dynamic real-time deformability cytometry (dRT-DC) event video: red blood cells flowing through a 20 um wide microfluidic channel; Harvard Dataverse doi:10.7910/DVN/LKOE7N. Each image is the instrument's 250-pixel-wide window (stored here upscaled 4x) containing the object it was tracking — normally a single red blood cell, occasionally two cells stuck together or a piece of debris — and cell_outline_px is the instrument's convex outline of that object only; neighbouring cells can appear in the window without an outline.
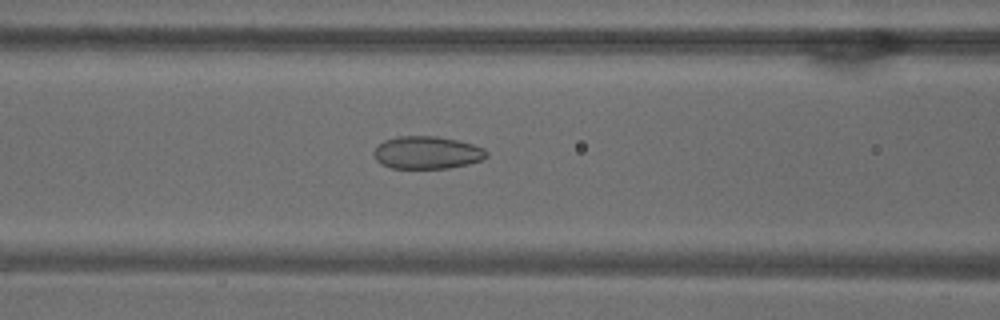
{"species": "common noctule bat (a hibernating species)", "species_latin": "Nyctalus noctula", "temperature_condition": "warm", "stored_images_in_passage": 43, "camera_frame_rate_fps": 3000, "um_per_image_px": 0.085, "animal": {"sex": "male", "body_mass_g": 18.8}, "frame": {"image": 1, "passage_image": 20, "time_ms": 6.333, "image_size_px": [1000, 320], "cell_outline_px": [[488, 156], [480, 160], [468, 164], [448, 168], [392, 168], [380, 164], [376, 160], [372, 152], [384, 140], [396, 136], [436, 136], [456, 140], [472, 144], [484, 148], [488, 152]], "centroid_in_image_um": [36.28, 12.97], "position_along_channel_um": 130.3, "area_um2": 21.44}}
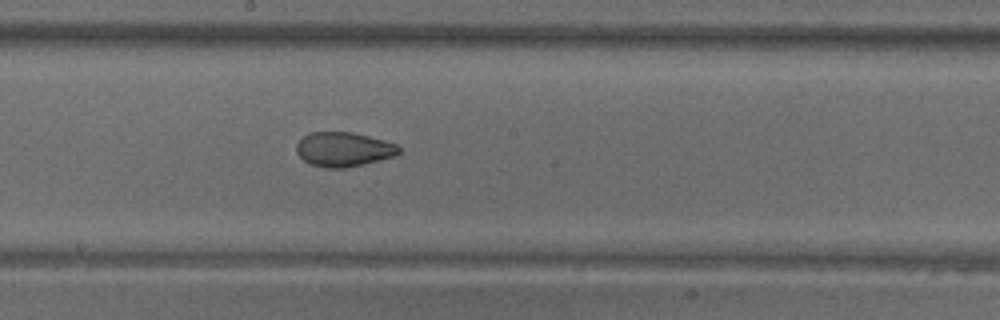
{"frame": {"image": 2, "passage_image": 27, "time_ms": 8.667, "image_size_px": [1000, 320], "cell_outline_px": [[400, 152], [392, 156], [364, 164], [344, 168], [324, 168], [308, 164], [296, 152], [296, 144], [308, 132], [352, 132], [384, 140], [396, 144], [400, 148]], "centroid_in_image_um": [29.16, 12.69], "position_along_channel_um": 219.0, "area_um2": 20.52}}
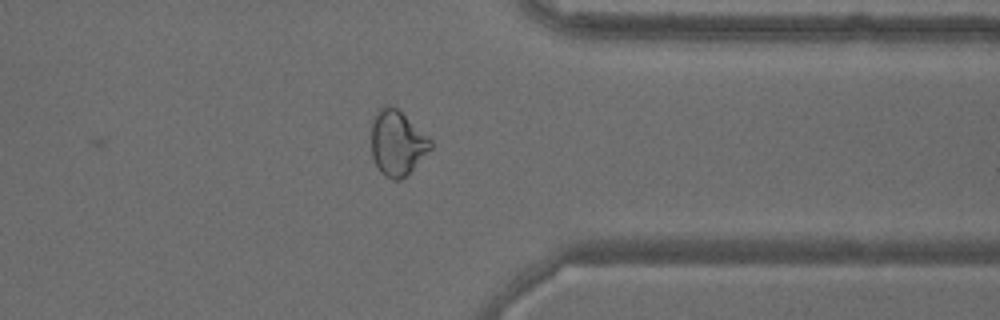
{"frame": {"image": 3, "passage_image": 40, "time_ms": 13.0, "image_size_px": [1000, 320], "cell_outline_px": [[432, 148], [400, 180], [392, 180], [384, 176], [380, 172], [372, 156], [372, 116], [380, 108], [388, 104], [396, 108], [428, 136], [432, 140]], "centroid_in_image_um": [33.74, 12.14], "position_along_channel_um": 377.7, "area_um2": 22.2}, "authors_computed_cell_mechanics": {"area_um2": 21.964, "velocity_mm_per_s": 3.7946, "shape_relaxation_time_tau1_ms": null, "shape_relaxation_time_tau2_ms": 1.3075, "deformation_change_tau1": null, "deformation_change_tau2": 0.06}}